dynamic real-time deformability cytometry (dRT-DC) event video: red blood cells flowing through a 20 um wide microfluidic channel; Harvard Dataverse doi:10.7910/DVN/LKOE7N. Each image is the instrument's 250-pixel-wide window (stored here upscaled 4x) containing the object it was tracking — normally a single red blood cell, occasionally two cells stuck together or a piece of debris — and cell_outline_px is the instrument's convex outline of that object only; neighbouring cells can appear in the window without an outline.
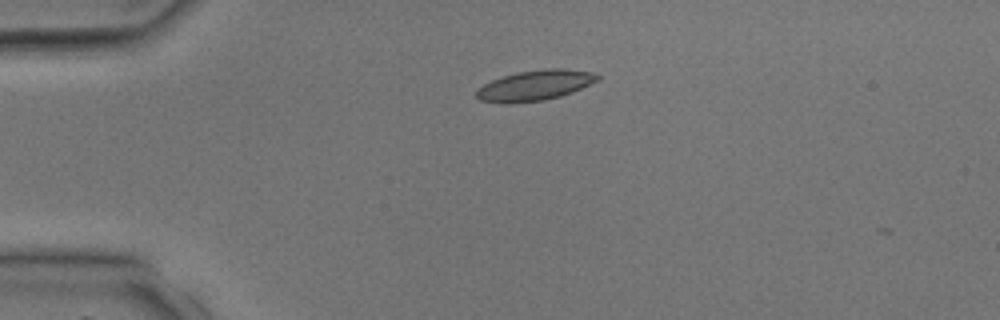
{"species": "common noctule bat (a hibernating species)", "species_latin": "Nyctalus noctula", "temperature_condition": "room temperature", "stored_images_in_passage": 1, "camera_frame_rate_fps": 3000, "um_per_image_px": 0.085, "animal": {"sex": "male", "body_mass_g": 17.9, "forearm_length_mm": 54.2}, "frame": {"image": 1, "passage_image": 1, "time_ms": 0.0, "image_size_px": [1000, 320], "cell_outline_px": [[600, 76], [596, 80], [572, 92], [560, 96], [544, 100], [512, 104], [504, 104], [480, 100], [476, 96], [476, 88], [492, 80], [516, 72], [548, 68], [564, 68], [592, 72]], "centroid_in_image_um": [45.41, 7.26], "position_along_channel_um": 39.6, "area_um2": 21.39}}